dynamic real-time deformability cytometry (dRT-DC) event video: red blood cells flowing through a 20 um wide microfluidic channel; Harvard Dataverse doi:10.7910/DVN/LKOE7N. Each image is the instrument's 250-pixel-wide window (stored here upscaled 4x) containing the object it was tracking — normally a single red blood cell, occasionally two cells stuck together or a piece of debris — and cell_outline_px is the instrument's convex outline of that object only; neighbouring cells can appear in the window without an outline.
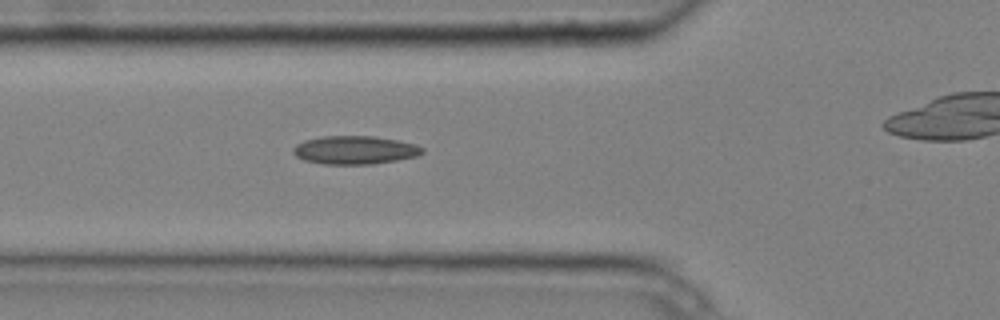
{"species": "common noctule bat (a hibernating species)", "species_latin": "Nyctalus noctula", "temperature_condition": "cold", "stored_images_in_passage": 7, "camera_frame_rate_fps": 3000, "um_per_image_px": 0.085, "animal": {"sex": "male", "body_mass_g": 20.4}, "frame": {"image": 1, "passage_image": 6, "time_ms": 1.667, "image_size_px": [1000, 320], "cell_outline_px": [[424, 152], [416, 156], [396, 160], [372, 164], [324, 164], [304, 160], [296, 156], [292, 152], [292, 148], [296, 144], [304, 140], [324, 136], [372, 136], [396, 140], [416, 144], [424, 148]], "centroid_in_image_um": [30.14, 12.75], "position_along_channel_um": 95.7, "area_um2": 21.27}}